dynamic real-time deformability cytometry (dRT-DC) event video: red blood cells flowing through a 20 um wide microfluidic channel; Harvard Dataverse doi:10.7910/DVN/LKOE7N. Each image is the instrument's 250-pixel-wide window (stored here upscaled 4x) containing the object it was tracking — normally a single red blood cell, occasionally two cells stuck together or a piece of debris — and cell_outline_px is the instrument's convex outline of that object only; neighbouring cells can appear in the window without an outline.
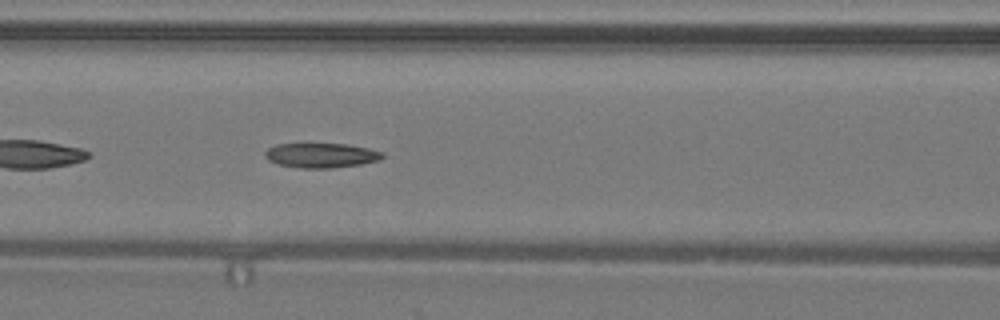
{"species": "common noctule bat (a hibernating species)", "species_latin": "Nyctalus noctula", "temperature_condition": "warm", "stored_images_in_passage": 48, "camera_frame_rate_fps": 3000, "um_per_image_px": 0.085, "animal": {"sex": "male", "body_mass_g": 19.2, "forearm_length_mm": 51.8}, "frame": {"image": 1, "passage_image": 21, "time_ms": 6.667, "image_size_px": [1000, 320], "cell_outline_px": [[384, 156], [380, 160], [360, 164], [332, 168], [300, 168], [280, 164], [268, 160], [264, 156], [264, 152], [268, 148], [276, 144], [348, 144], [368, 148], [384, 152]], "centroid_in_image_um": [27.31, 13.2], "position_along_channel_um": 139.3, "area_um2": 16.88}, "authors_computed_cell_mechanics": {"area_um2": 17.629, "velocity_mm_per_s": 4.2819, "shape_relaxation_time_tau1_ms": null, "shape_relaxation_time_tau2_ms": 1.4858, "deformation_change_tau1": null, "deformation_change_tau2": 0.0681}}